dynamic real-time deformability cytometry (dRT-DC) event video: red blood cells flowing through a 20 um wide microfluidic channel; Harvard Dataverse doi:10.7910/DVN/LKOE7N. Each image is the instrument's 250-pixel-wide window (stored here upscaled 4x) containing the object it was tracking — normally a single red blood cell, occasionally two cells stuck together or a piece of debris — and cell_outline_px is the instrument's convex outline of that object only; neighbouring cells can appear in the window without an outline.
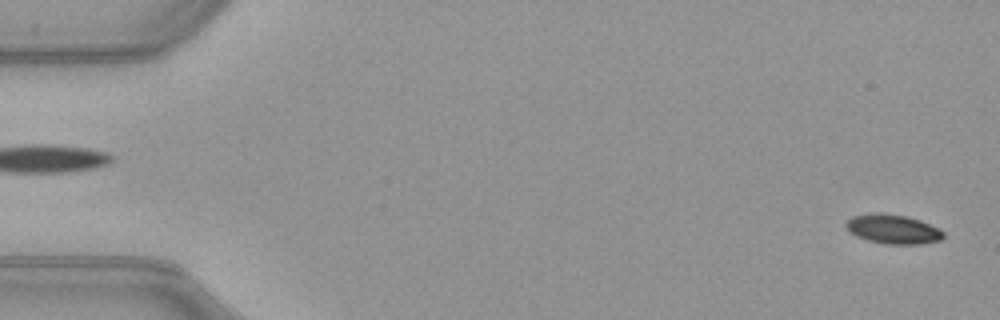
{"species": "common noctule bat (a hibernating species)", "species_latin": "Nyctalus noctula", "temperature_condition": "warm", "stored_images_in_passage": 10, "camera_frame_rate_fps": 3000, "um_per_image_px": 0.085, "animal": {"sex": "female", "body_mass_g": 21.9}, "frame": {"image": 1, "passage_image": 1, "time_ms": 0.0, "image_size_px": [1000, 320], "cell_outline_px": [[944, 236], [940, 240], [920, 244], [884, 244], [868, 240], [856, 236], [844, 224], [852, 216], [872, 212], [880, 212], [908, 216], [920, 220], [940, 228], [944, 232]], "centroid_in_image_um": [75.92, 19.46], "position_along_channel_um": 9.1, "area_um2": 16.76}}